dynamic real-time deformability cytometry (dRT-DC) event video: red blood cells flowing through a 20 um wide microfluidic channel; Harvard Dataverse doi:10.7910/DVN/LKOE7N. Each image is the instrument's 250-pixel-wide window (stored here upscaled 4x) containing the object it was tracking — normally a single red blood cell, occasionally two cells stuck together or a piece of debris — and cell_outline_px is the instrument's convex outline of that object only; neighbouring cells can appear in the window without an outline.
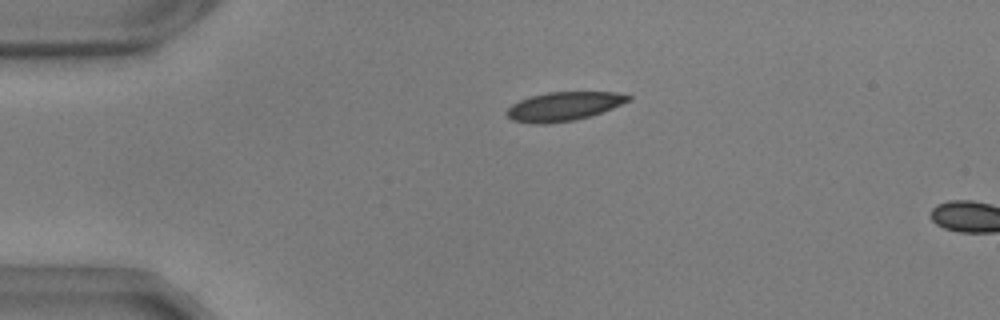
{"species": "common noctule bat (a hibernating species)", "species_latin": "Nyctalus noctula", "temperature_condition": "warm", "stored_images_in_passage": 4, "camera_frame_rate_fps": 3000, "um_per_image_px": 0.085, "animal": {"sex": "male", "body_mass_g": 17.9, "forearm_length_mm": 54.2}, "frame": {"image": 1, "passage_image": 1, "time_ms": 0.0, "image_size_px": [1000, 320], "cell_outline_px": [[632, 100], [612, 108], [588, 116], [572, 120], [544, 124], [532, 124], [512, 120], [504, 112], [512, 104], [520, 100], [532, 96], [548, 92], [616, 92], [632, 96]], "centroid_in_image_um": [47.9, 9.03], "position_along_channel_um": 37.1, "area_um2": 20.29}}